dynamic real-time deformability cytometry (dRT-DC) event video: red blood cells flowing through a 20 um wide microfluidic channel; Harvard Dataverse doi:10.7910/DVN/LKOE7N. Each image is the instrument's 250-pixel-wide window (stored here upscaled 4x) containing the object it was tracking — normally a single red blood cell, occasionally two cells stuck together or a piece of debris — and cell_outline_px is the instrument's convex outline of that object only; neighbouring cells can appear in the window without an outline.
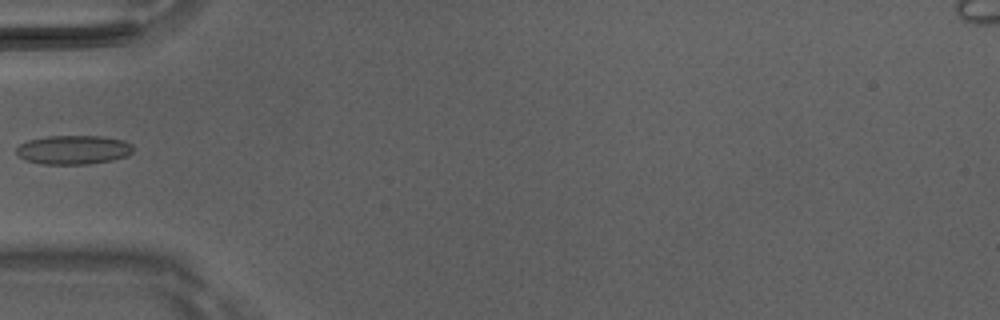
{"species": "Egyptian fruit bat (a non-hibernating species)", "species_latin": "Rousettus aegyptiacus", "temperature_condition": "room temperature", "stored_images_in_passage": 4, "camera_frame_rate_fps": 3000, "um_per_image_px": 0.085, "animal": {"sex": "male"}, "frame": {"image": 1, "passage_image": 4, "time_ms": 1.0, "image_size_px": [1000, 320], "cell_outline_px": [[132, 152], [124, 156], [112, 160], [88, 164], [40, 164], [24, 160], [16, 152], [16, 148], [20, 144], [28, 140], [48, 136], [100, 136], [124, 140], [132, 144]], "centroid_in_image_um": [6.21, 12.73], "position_along_channel_um": 78.8, "area_um2": 19.71}}